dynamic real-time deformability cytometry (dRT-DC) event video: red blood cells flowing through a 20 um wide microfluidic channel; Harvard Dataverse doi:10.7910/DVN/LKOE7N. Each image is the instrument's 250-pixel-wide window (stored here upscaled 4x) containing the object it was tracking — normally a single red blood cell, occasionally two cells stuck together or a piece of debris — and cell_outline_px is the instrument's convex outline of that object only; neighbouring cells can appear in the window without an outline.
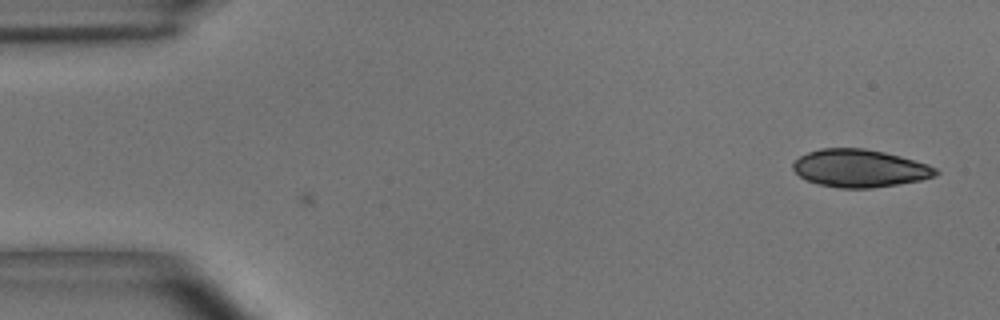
{"species": "common noctule bat (a hibernating species)", "species_latin": "Nyctalus noctula", "temperature_condition": "room temperature", "stored_images_in_passage": 3, "camera_frame_rate_fps": 3000, "um_per_image_px": 0.085, "animal": {"sex": "male", "body_mass_g": 15.6}, "frame": {"image": 1, "passage_image": 3, "time_ms": 0.667, "image_size_px": [1000, 320], "cell_outline_px": [[940, 172], [936, 176], [920, 180], [872, 188], [840, 188], [820, 184], [808, 180], [800, 176], [792, 168], [792, 164], [800, 156], [808, 152], [820, 148], [864, 148], [884, 152], [900, 156], [928, 164], [936, 168]], "centroid_in_image_um": [73.09, 14.3], "position_along_channel_um": 11.9, "area_um2": 31.21}}